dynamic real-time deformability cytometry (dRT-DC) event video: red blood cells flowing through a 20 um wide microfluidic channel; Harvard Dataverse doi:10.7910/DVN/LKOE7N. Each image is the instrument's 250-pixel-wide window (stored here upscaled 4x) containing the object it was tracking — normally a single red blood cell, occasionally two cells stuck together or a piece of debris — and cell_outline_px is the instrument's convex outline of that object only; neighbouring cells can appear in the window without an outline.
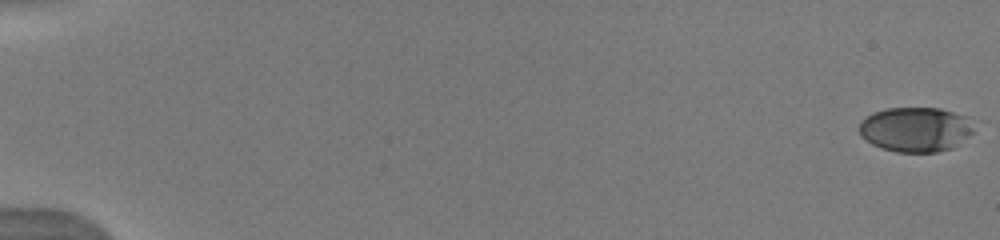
{"species": "human", "species_latin": "Homo sapiens", "temperature_condition": "warm", "stored_images_in_passage": 22, "camera_frame_rate_fps": 3000, "um_per_image_px": 0.085, "donor": {"sex": "male"}, "frame": {"image": 1, "passage_image": 1, "time_ms": 0.0, "image_size_px": [1000, 240], "cell_outline_px": [[972, 132], [968, 136], [952, 148], [936, 152], [896, 152], [872, 144], [860, 136], [860, 120], [872, 112], [888, 108], [940, 108], [964, 116], [972, 128]], "centroid_in_image_um": [77.76, 11.0], "position_along_channel_um": 7.2, "area_um2": 29.54}}
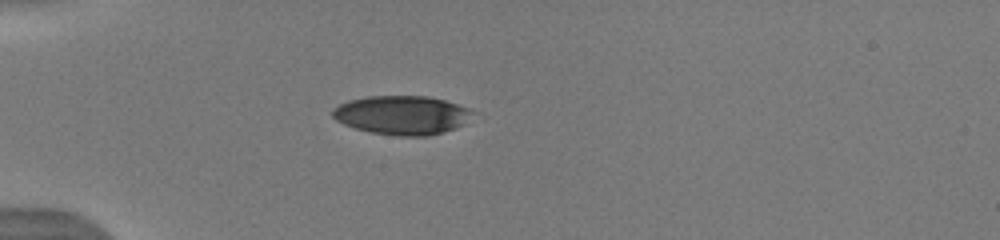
{"frame": {"image": 2, "passage_image": 9, "time_ms": 5.333, "image_size_px": [1000, 240], "cell_outline_px": [[476, 112], [456, 128], [444, 132], [428, 136], [396, 136], [372, 132], [356, 128], [344, 124], [336, 120], [332, 116], [332, 108], [348, 100], [368, 96], [428, 96], [444, 100], [468, 108]], "centroid_in_image_um": [34.15, 9.78], "position_along_channel_um": 50.8, "area_um2": 31.67}}